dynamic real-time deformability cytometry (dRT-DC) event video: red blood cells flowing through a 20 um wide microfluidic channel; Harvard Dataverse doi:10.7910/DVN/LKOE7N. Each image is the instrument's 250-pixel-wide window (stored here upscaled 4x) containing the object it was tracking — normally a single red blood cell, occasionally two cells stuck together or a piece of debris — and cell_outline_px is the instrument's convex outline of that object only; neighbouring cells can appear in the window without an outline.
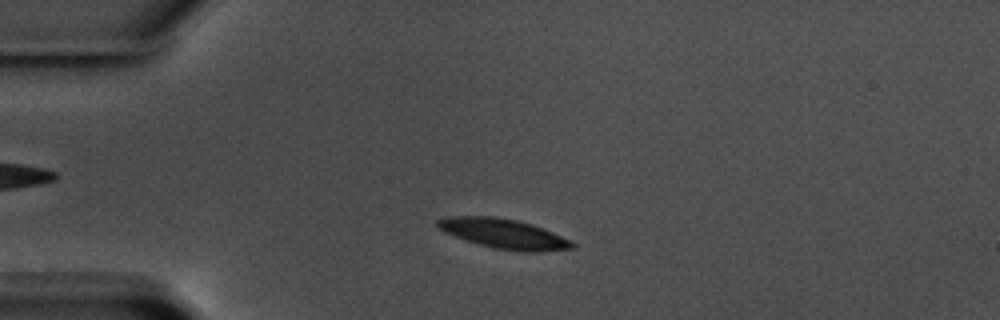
{"species": "common noctule bat (a hibernating species)", "species_latin": "Nyctalus noctula", "temperature_condition": "warm", "stored_images_in_passage": 54, "camera_frame_rate_fps": 3000, "um_per_image_px": 0.085, "animal": {"sex": "male", "body_mass_g": 17.5, "forearm_length_mm": 52.3}, "frame": {"image": 1, "passage_image": 10, "time_ms": 3.0, "image_size_px": [1000, 320], "cell_outline_px": [[576, 244], [572, 248], [536, 252], [520, 252], [496, 248], [480, 244], [444, 232], [436, 224], [436, 220], [448, 216], [496, 216], [516, 220], [532, 224], [552, 232]], "centroid_in_image_um": [42.8, 19.85], "position_along_channel_um": 42.2, "area_um2": 22.95}}
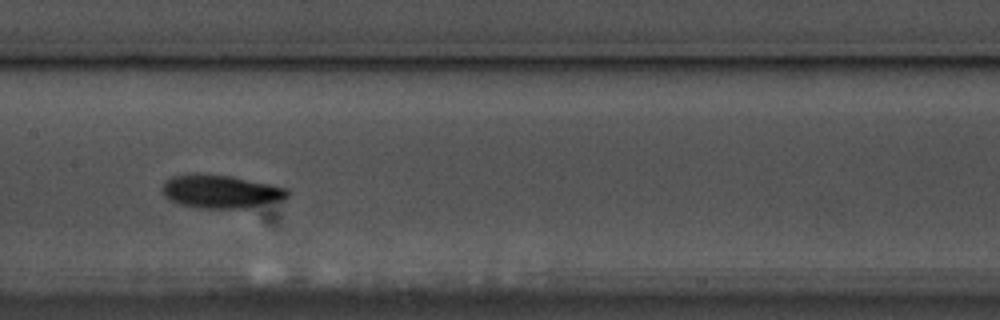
{"frame": {"image": 2, "passage_image": 25, "time_ms": 8.0, "image_size_px": [1000, 320], "cell_outline_px": [[292, 192], [284, 200], [244, 208], [200, 208], [180, 204], [164, 196], [164, 184], [172, 176], [232, 176], [272, 184], [288, 188]], "centroid_in_image_um": [18.9, 16.31], "position_along_channel_um": 188.5, "area_um2": 23.58}}
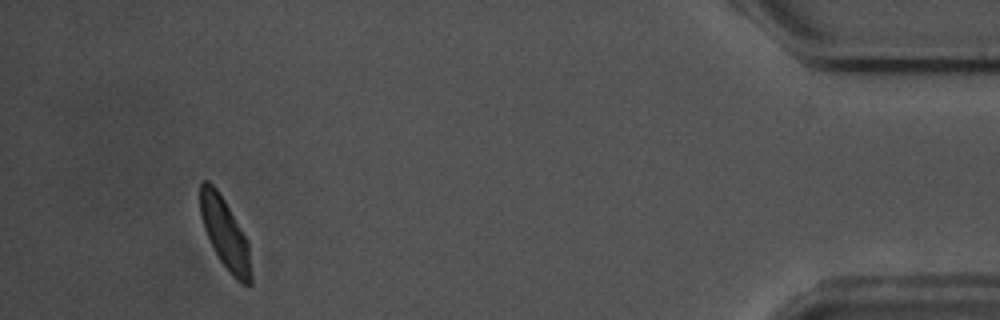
{"frame": {"image": 3, "passage_image": 50, "time_ms": 16.333, "image_size_px": [1000, 320], "cell_outline_px": [[252, 284], [248, 288], [240, 284], [232, 276], [220, 260], [204, 228], [200, 216], [200, 184], [204, 180], [208, 180], [216, 188], [224, 200], [248, 240], [252, 276]], "centroid_in_image_um": [19.16, 19.91], "position_along_channel_um": 416.0, "area_um2": 20.92}, "authors_computed_cell_mechanics": {"area_um2": 22.6287, "velocity_mm_per_s": 3.5124, "shape_relaxation_time_tau1_ms": 2.0749, "shape_relaxation_time_tau2_ms": 5.2987, "deformation_change_tau1": 0.1065, "deformation_change_tau2": 0.1002}}